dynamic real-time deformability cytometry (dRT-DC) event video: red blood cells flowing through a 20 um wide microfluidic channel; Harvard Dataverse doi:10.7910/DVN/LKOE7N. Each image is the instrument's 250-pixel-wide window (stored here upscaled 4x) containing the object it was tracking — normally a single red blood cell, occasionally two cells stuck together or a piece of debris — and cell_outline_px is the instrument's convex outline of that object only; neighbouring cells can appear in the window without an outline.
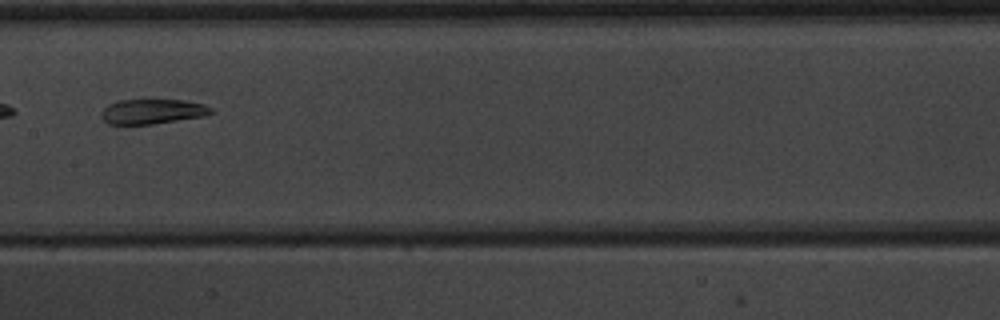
{"species": "common noctule bat (a hibernating species)", "species_latin": "Nyctalus noctula", "temperature_condition": "warm", "stored_images_in_passage": 6, "camera_frame_rate_fps": 3000, "um_per_image_px": 0.085, "animal": {"sex": "male", "body_mass_g": 20.1, "forearm_length_mm": 53.5}, "frame": {"image": 1, "passage_image": 6, "time_ms": 6.667, "image_size_px": [1000, 320], "cell_outline_px": [[216, 112], [208, 116], [152, 124], [108, 124], [100, 116], [100, 112], [108, 104], [120, 100], [152, 96], [184, 100], [204, 104], [212, 108]], "centroid_in_image_um": [13.0, 9.42], "position_along_channel_um": 194.4, "area_um2": 17.05}}